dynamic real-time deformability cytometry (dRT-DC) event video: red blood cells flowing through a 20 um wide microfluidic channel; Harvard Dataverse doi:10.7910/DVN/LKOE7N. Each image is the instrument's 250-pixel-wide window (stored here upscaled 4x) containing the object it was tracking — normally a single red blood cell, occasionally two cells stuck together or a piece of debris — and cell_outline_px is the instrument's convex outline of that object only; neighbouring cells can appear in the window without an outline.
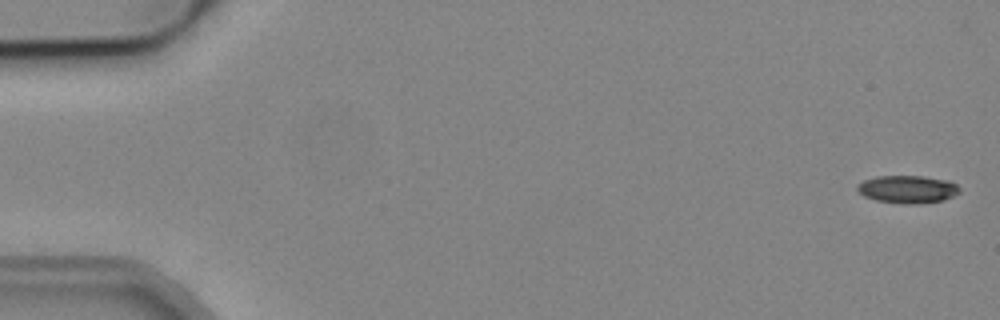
{"species": "common noctule bat (a hibernating species)", "species_latin": "Nyctalus noctula", "temperature_condition": "cold", "stored_images_in_passage": 5, "camera_frame_rate_fps": 3000, "um_per_image_px": 0.085, "animal": {"sex": "male", "body_mass_g": 19.2, "forearm_length_mm": 51.8}, "frame": {"image": 1, "passage_image": 1, "time_ms": 0.0, "image_size_px": [1000, 320], "cell_outline_px": [[960, 192], [944, 200], [916, 204], [904, 204], [876, 200], [864, 196], [856, 188], [856, 184], [864, 180], [876, 176], [924, 176], [948, 180], [956, 184], [960, 188]], "centroid_in_image_um": [77.14, 16.08], "position_along_channel_um": 7.9, "area_um2": 16.59}}
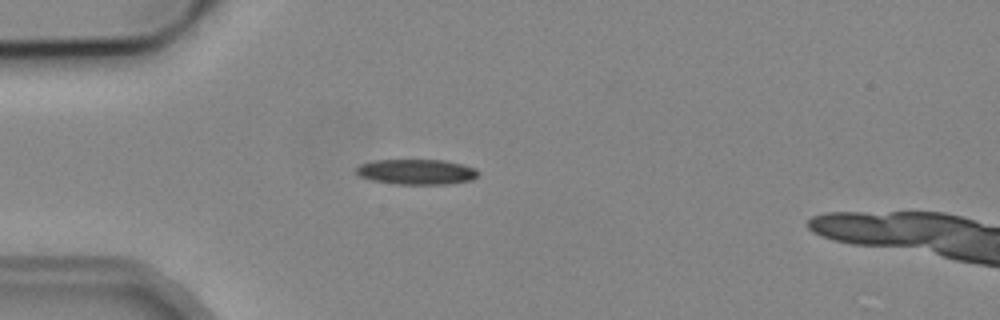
{"frame": {"image": 2, "passage_image": 4, "time_ms": 4.667, "image_size_px": [1000, 320], "cell_outline_px": [[480, 172], [472, 180], [444, 184], [396, 184], [372, 180], [360, 176], [356, 172], [356, 168], [360, 164], [376, 160], [444, 160], [476, 168]], "centroid_in_image_um": [35.41, 14.6], "position_along_channel_um": 49.6, "area_um2": 17.86}}